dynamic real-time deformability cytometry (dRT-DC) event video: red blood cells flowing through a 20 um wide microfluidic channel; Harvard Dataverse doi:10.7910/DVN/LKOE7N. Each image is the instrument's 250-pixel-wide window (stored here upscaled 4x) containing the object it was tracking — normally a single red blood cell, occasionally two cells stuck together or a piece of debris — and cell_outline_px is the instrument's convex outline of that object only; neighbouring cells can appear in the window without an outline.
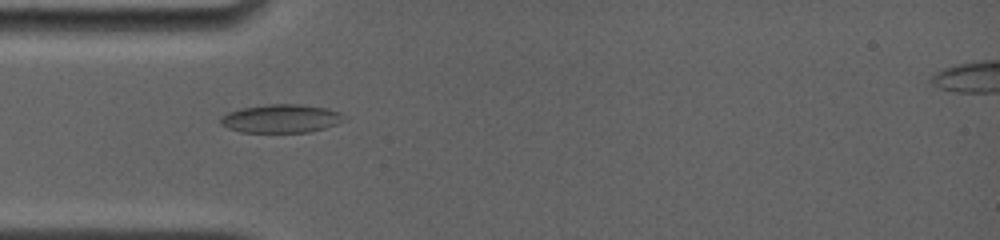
{"species": "common noctule bat (a hibernating species)", "species_latin": "Nyctalus noctula", "temperature_condition": "room temperature", "stored_images_in_passage": 30, "camera_frame_rate_fps": 4000, "um_per_image_px": 0.085, "animal": {"sex": "female", "body_mass_g": 19.0, "forearm_length_mm": 56.7}, "frame": {"image": 1, "passage_image": 6, "time_ms": 2.0, "image_size_px": [1000, 240], "cell_outline_px": [[344, 120], [336, 124], [324, 128], [308, 132], [240, 132], [228, 128], [220, 124], [220, 116], [228, 112], [240, 108], [268, 104], [300, 104], [328, 108], [340, 112], [344, 116]], "centroid_in_image_um": [23.86, 10.07], "position_along_channel_um": 61.1, "area_um2": 20.52}}
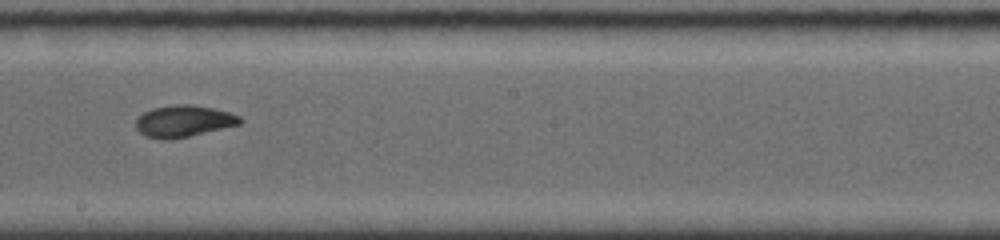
{"frame": {"image": 2, "passage_image": 16, "time_ms": 6.5, "image_size_px": [1000, 240], "cell_outline_px": [[244, 120], [240, 124], [188, 136], [164, 140], [148, 136], [140, 132], [136, 128], [136, 116], [152, 108], [176, 104], [192, 104], [212, 108], [228, 112], [240, 116]], "centroid_in_image_um": [15.59, 10.28], "position_along_channel_um": 232.6, "area_um2": 19.07}}
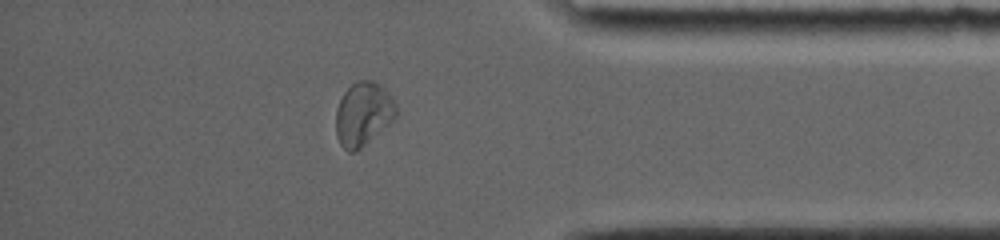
{"frame": {"image": 3, "passage_image": 27, "time_ms": 11.25, "image_size_px": [1000, 240], "cell_outline_px": [[396, 116], [388, 124], [356, 152], [348, 152], [340, 144], [336, 136], [336, 108], [344, 92], [356, 80], [372, 80], [380, 84], [392, 96], [396, 104]], "centroid_in_image_um": [30.86, 9.67], "position_along_channel_um": 404.3, "area_um2": 22.31}, "authors_computed_cell_mechanics": {"area_um2": 19.3919, "velocity_mm_per_s": 3.8172, "shape_relaxation_time_tau1_ms": 10.9112, "shape_relaxation_time_tau2_ms": 1.9613, "deformation_change_tau1": 0.2352, "deformation_change_tau2": 0.0505}}